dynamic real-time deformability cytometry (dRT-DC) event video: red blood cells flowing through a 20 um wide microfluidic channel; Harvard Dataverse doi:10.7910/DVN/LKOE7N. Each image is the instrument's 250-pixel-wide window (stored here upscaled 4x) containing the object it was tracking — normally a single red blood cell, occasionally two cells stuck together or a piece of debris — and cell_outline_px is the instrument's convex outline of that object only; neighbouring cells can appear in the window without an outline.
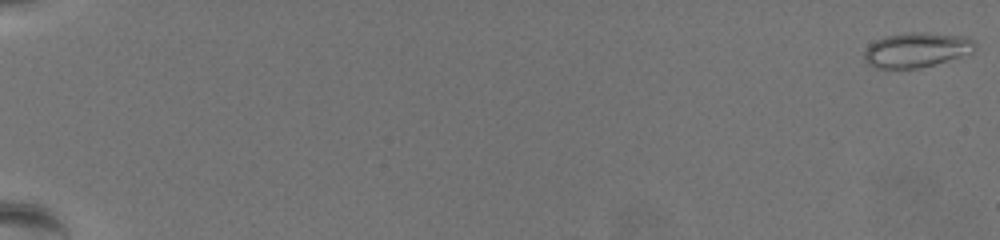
{"species": "common noctule bat (a hibernating species)", "species_latin": "Nyctalus noctula", "temperature_condition": "warm", "stored_images_in_passage": 63, "camera_frame_rate_fps": 3000, "um_per_image_px": 0.085, "animal": {"sex": "female", "body_mass_g": 19.5, "forearm_length_mm": 54.1}, "frame": {"image": 1, "passage_image": 1, "time_ms": 0.0, "image_size_px": [1000, 240], "cell_outline_px": [[976, 48], [972, 52], [936, 64], [920, 68], [876, 68], [868, 64], [864, 60], [864, 52], [868, 44], [884, 36], [916, 32], [968, 36], [976, 40]], "centroid_in_image_um": [77.91, 4.24], "position_along_channel_um": 7.1, "area_um2": 22.54}}
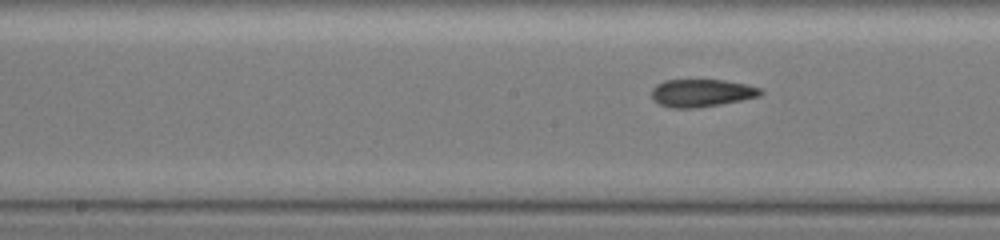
{"frame": {"image": 2, "passage_image": 36, "time_ms": 11.667, "image_size_px": [1000, 240], "cell_outline_px": [[764, 92], [760, 96], [720, 104], [692, 108], [672, 108], [660, 104], [652, 100], [652, 88], [656, 84], [664, 80], [724, 80], [744, 84], [760, 88]], "centroid_in_image_um": [59.6, 7.9], "position_along_channel_um": 188.6, "area_um2": 17.46}}
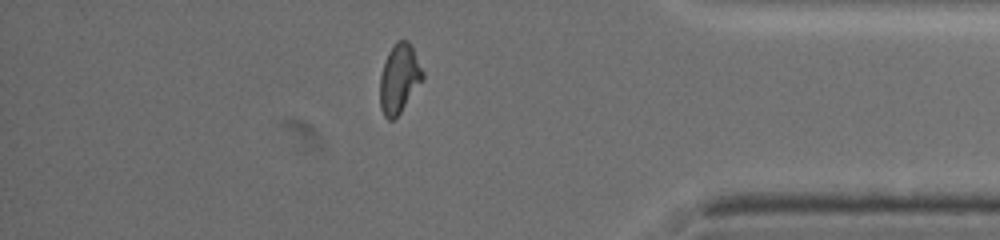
{"frame": {"image": 3, "passage_image": 56, "time_ms": 18.333, "image_size_px": [1000, 240], "cell_outline_px": [[424, 76], [400, 112], [392, 120], [388, 120], [384, 116], [380, 108], [380, 76], [388, 52], [396, 40], [408, 40], [424, 72]], "centroid_in_image_um": [33.91, 6.66], "position_along_channel_um": 401.3, "area_um2": 16.82}, "authors_computed_cell_mechanics": {"area_um2": 18.1492, "velocity_mm_per_s": 3.5121, "shape_relaxation_time_tau1_ms": null, "shape_relaxation_time_tau2_ms": 1.8102, "deformation_change_tau1": null, "deformation_change_tau2": 0.0769}}